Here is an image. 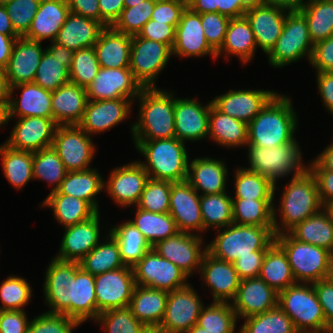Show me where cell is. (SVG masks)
I'll return each mask as SVG.
<instances>
[{
  "label": "cell",
  "instance_id": "65",
  "mask_svg": "<svg viewBox=\"0 0 333 333\" xmlns=\"http://www.w3.org/2000/svg\"><path fill=\"white\" fill-rule=\"evenodd\" d=\"M310 64L316 73L333 72V34L314 44Z\"/></svg>",
  "mask_w": 333,
  "mask_h": 333
},
{
  "label": "cell",
  "instance_id": "23",
  "mask_svg": "<svg viewBox=\"0 0 333 333\" xmlns=\"http://www.w3.org/2000/svg\"><path fill=\"white\" fill-rule=\"evenodd\" d=\"M231 305L238 318L262 314L278 306V292L257 278L241 280Z\"/></svg>",
  "mask_w": 333,
  "mask_h": 333
},
{
  "label": "cell",
  "instance_id": "53",
  "mask_svg": "<svg viewBox=\"0 0 333 333\" xmlns=\"http://www.w3.org/2000/svg\"><path fill=\"white\" fill-rule=\"evenodd\" d=\"M66 173L62 160L52 146L33 152V178L54 185L51 192L59 188Z\"/></svg>",
  "mask_w": 333,
  "mask_h": 333
},
{
  "label": "cell",
  "instance_id": "8",
  "mask_svg": "<svg viewBox=\"0 0 333 333\" xmlns=\"http://www.w3.org/2000/svg\"><path fill=\"white\" fill-rule=\"evenodd\" d=\"M246 146L249 148V167L246 169L265 176L274 185L277 184L278 179L292 172L294 173L292 175L293 178L309 169L305 164L303 165L301 148L296 138L288 144L272 148L248 144Z\"/></svg>",
  "mask_w": 333,
  "mask_h": 333
},
{
  "label": "cell",
  "instance_id": "42",
  "mask_svg": "<svg viewBox=\"0 0 333 333\" xmlns=\"http://www.w3.org/2000/svg\"><path fill=\"white\" fill-rule=\"evenodd\" d=\"M258 277L278 293L296 284L288 257L276 241L268 247Z\"/></svg>",
  "mask_w": 333,
  "mask_h": 333
},
{
  "label": "cell",
  "instance_id": "4",
  "mask_svg": "<svg viewBox=\"0 0 333 333\" xmlns=\"http://www.w3.org/2000/svg\"><path fill=\"white\" fill-rule=\"evenodd\" d=\"M280 199L281 222H277V209L273 207L274 235L288 233L297 224L319 212L321 203L315 176L308 169L286 184Z\"/></svg>",
  "mask_w": 333,
  "mask_h": 333
},
{
  "label": "cell",
  "instance_id": "68",
  "mask_svg": "<svg viewBox=\"0 0 333 333\" xmlns=\"http://www.w3.org/2000/svg\"><path fill=\"white\" fill-rule=\"evenodd\" d=\"M318 301L326 320L327 328L333 329V280L329 277L313 283Z\"/></svg>",
  "mask_w": 333,
  "mask_h": 333
},
{
  "label": "cell",
  "instance_id": "64",
  "mask_svg": "<svg viewBox=\"0 0 333 333\" xmlns=\"http://www.w3.org/2000/svg\"><path fill=\"white\" fill-rule=\"evenodd\" d=\"M186 7L185 0H156L151 19L177 26Z\"/></svg>",
  "mask_w": 333,
  "mask_h": 333
},
{
  "label": "cell",
  "instance_id": "11",
  "mask_svg": "<svg viewBox=\"0 0 333 333\" xmlns=\"http://www.w3.org/2000/svg\"><path fill=\"white\" fill-rule=\"evenodd\" d=\"M171 56L169 45L139 35L132 36L129 68L143 88L156 87V77L164 70Z\"/></svg>",
  "mask_w": 333,
  "mask_h": 333
},
{
  "label": "cell",
  "instance_id": "32",
  "mask_svg": "<svg viewBox=\"0 0 333 333\" xmlns=\"http://www.w3.org/2000/svg\"><path fill=\"white\" fill-rule=\"evenodd\" d=\"M22 90L20 98H12L13 92ZM52 92L35 83H23L9 88L10 118L44 117L53 118Z\"/></svg>",
  "mask_w": 333,
  "mask_h": 333
},
{
  "label": "cell",
  "instance_id": "1",
  "mask_svg": "<svg viewBox=\"0 0 333 333\" xmlns=\"http://www.w3.org/2000/svg\"><path fill=\"white\" fill-rule=\"evenodd\" d=\"M44 297L49 313L64 314L80 324L97 318L95 276L85 272L77 261L53 258L47 267Z\"/></svg>",
  "mask_w": 333,
  "mask_h": 333
},
{
  "label": "cell",
  "instance_id": "6",
  "mask_svg": "<svg viewBox=\"0 0 333 333\" xmlns=\"http://www.w3.org/2000/svg\"><path fill=\"white\" fill-rule=\"evenodd\" d=\"M275 241L274 226L230 224L218 234L207 251L214 257L233 263L239 257L252 255L253 251H267Z\"/></svg>",
  "mask_w": 333,
  "mask_h": 333
},
{
  "label": "cell",
  "instance_id": "27",
  "mask_svg": "<svg viewBox=\"0 0 333 333\" xmlns=\"http://www.w3.org/2000/svg\"><path fill=\"white\" fill-rule=\"evenodd\" d=\"M133 100L127 98L89 101L79 126L89 135L105 132L131 113Z\"/></svg>",
  "mask_w": 333,
  "mask_h": 333
},
{
  "label": "cell",
  "instance_id": "72",
  "mask_svg": "<svg viewBox=\"0 0 333 333\" xmlns=\"http://www.w3.org/2000/svg\"><path fill=\"white\" fill-rule=\"evenodd\" d=\"M70 12L100 22V8L98 0H66Z\"/></svg>",
  "mask_w": 333,
  "mask_h": 333
},
{
  "label": "cell",
  "instance_id": "57",
  "mask_svg": "<svg viewBox=\"0 0 333 333\" xmlns=\"http://www.w3.org/2000/svg\"><path fill=\"white\" fill-rule=\"evenodd\" d=\"M32 290L25 278L10 275L0 284V310H24L30 302Z\"/></svg>",
  "mask_w": 333,
  "mask_h": 333
},
{
  "label": "cell",
  "instance_id": "40",
  "mask_svg": "<svg viewBox=\"0 0 333 333\" xmlns=\"http://www.w3.org/2000/svg\"><path fill=\"white\" fill-rule=\"evenodd\" d=\"M208 137L222 147L246 146L248 144V124L220 112L211 104Z\"/></svg>",
  "mask_w": 333,
  "mask_h": 333
},
{
  "label": "cell",
  "instance_id": "34",
  "mask_svg": "<svg viewBox=\"0 0 333 333\" xmlns=\"http://www.w3.org/2000/svg\"><path fill=\"white\" fill-rule=\"evenodd\" d=\"M69 13L66 0H41L31 26L23 37L39 42L45 39L54 42Z\"/></svg>",
  "mask_w": 333,
  "mask_h": 333
},
{
  "label": "cell",
  "instance_id": "10",
  "mask_svg": "<svg viewBox=\"0 0 333 333\" xmlns=\"http://www.w3.org/2000/svg\"><path fill=\"white\" fill-rule=\"evenodd\" d=\"M313 46L304 15L300 11H288L282 33L267 54L268 63L272 67L281 68L304 56L310 62Z\"/></svg>",
  "mask_w": 333,
  "mask_h": 333
},
{
  "label": "cell",
  "instance_id": "70",
  "mask_svg": "<svg viewBox=\"0 0 333 333\" xmlns=\"http://www.w3.org/2000/svg\"><path fill=\"white\" fill-rule=\"evenodd\" d=\"M266 251H253L252 255L239 257L233 262L240 280L257 278L261 271Z\"/></svg>",
  "mask_w": 333,
  "mask_h": 333
},
{
  "label": "cell",
  "instance_id": "69",
  "mask_svg": "<svg viewBox=\"0 0 333 333\" xmlns=\"http://www.w3.org/2000/svg\"><path fill=\"white\" fill-rule=\"evenodd\" d=\"M25 310H0V333H28Z\"/></svg>",
  "mask_w": 333,
  "mask_h": 333
},
{
  "label": "cell",
  "instance_id": "15",
  "mask_svg": "<svg viewBox=\"0 0 333 333\" xmlns=\"http://www.w3.org/2000/svg\"><path fill=\"white\" fill-rule=\"evenodd\" d=\"M202 238V235L195 233L178 232L167 239L158 241L152 248L189 277L194 271L196 272V269L200 270L202 258L207 251V246L202 245Z\"/></svg>",
  "mask_w": 333,
  "mask_h": 333
},
{
  "label": "cell",
  "instance_id": "14",
  "mask_svg": "<svg viewBox=\"0 0 333 333\" xmlns=\"http://www.w3.org/2000/svg\"><path fill=\"white\" fill-rule=\"evenodd\" d=\"M135 286L133 269L127 265L95 275L97 316L106 310L128 307Z\"/></svg>",
  "mask_w": 333,
  "mask_h": 333
},
{
  "label": "cell",
  "instance_id": "17",
  "mask_svg": "<svg viewBox=\"0 0 333 333\" xmlns=\"http://www.w3.org/2000/svg\"><path fill=\"white\" fill-rule=\"evenodd\" d=\"M142 89L130 68L100 67L93 82L86 87V93L89 101L119 98L135 100Z\"/></svg>",
  "mask_w": 333,
  "mask_h": 333
},
{
  "label": "cell",
  "instance_id": "71",
  "mask_svg": "<svg viewBox=\"0 0 333 333\" xmlns=\"http://www.w3.org/2000/svg\"><path fill=\"white\" fill-rule=\"evenodd\" d=\"M100 23L104 27L112 26L125 8L124 0H98Z\"/></svg>",
  "mask_w": 333,
  "mask_h": 333
},
{
  "label": "cell",
  "instance_id": "31",
  "mask_svg": "<svg viewBox=\"0 0 333 333\" xmlns=\"http://www.w3.org/2000/svg\"><path fill=\"white\" fill-rule=\"evenodd\" d=\"M88 102L86 88L67 83L52 92L51 107L57 126L79 125Z\"/></svg>",
  "mask_w": 333,
  "mask_h": 333
},
{
  "label": "cell",
  "instance_id": "77",
  "mask_svg": "<svg viewBox=\"0 0 333 333\" xmlns=\"http://www.w3.org/2000/svg\"><path fill=\"white\" fill-rule=\"evenodd\" d=\"M0 33L7 36H19L12 27L11 20L4 5H0Z\"/></svg>",
  "mask_w": 333,
  "mask_h": 333
},
{
  "label": "cell",
  "instance_id": "38",
  "mask_svg": "<svg viewBox=\"0 0 333 333\" xmlns=\"http://www.w3.org/2000/svg\"><path fill=\"white\" fill-rule=\"evenodd\" d=\"M256 47V39L247 18L245 16L233 18L229 21L224 43L216 53V57L222 53H225L227 59L235 55L246 64L254 58Z\"/></svg>",
  "mask_w": 333,
  "mask_h": 333
},
{
  "label": "cell",
  "instance_id": "2",
  "mask_svg": "<svg viewBox=\"0 0 333 333\" xmlns=\"http://www.w3.org/2000/svg\"><path fill=\"white\" fill-rule=\"evenodd\" d=\"M287 95L276 93L248 124V145L272 148L292 142L297 114Z\"/></svg>",
  "mask_w": 333,
  "mask_h": 333
},
{
  "label": "cell",
  "instance_id": "78",
  "mask_svg": "<svg viewBox=\"0 0 333 333\" xmlns=\"http://www.w3.org/2000/svg\"><path fill=\"white\" fill-rule=\"evenodd\" d=\"M10 120V101L8 97L6 100L0 101V127L8 124Z\"/></svg>",
  "mask_w": 333,
  "mask_h": 333
},
{
  "label": "cell",
  "instance_id": "60",
  "mask_svg": "<svg viewBox=\"0 0 333 333\" xmlns=\"http://www.w3.org/2000/svg\"><path fill=\"white\" fill-rule=\"evenodd\" d=\"M255 0H192L187 7L194 13L218 12L230 19L240 18Z\"/></svg>",
  "mask_w": 333,
  "mask_h": 333
},
{
  "label": "cell",
  "instance_id": "46",
  "mask_svg": "<svg viewBox=\"0 0 333 333\" xmlns=\"http://www.w3.org/2000/svg\"><path fill=\"white\" fill-rule=\"evenodd\" d=\"M4 176L15 189L24 187L33 178V152L0 145Z\"/></svg>",
  "mask_w": 333,
  "mask_h": 333
},
{
  "label": "cell",
  "instance_id": "62",
  "mask_svg": "<svg viewBox=\"0 0 333 333\" xmlns=\"http://www.w3.org/2000/svg\"><path fill=\"white\" fill-rule=\"evenodd\" d=\"M79 325L64 314L44 312L30 321L28 333H73Z\"/></svg>",
  "mask_w": 333,
  "mask_h": 333
},
{
  "label": "cell",
  "instance_id": "79",
  "mask_svg": "<svg viewBox=\"0 0 333 333\" xmlns=\"http://www.w3.org/2000/svg\"><path fill=\"white\" fill-rule=\"evenodd\" d=\"M8 97L9 88L4 76V72L0 69V101L6 100Z\"/></svg>",
  "mask_w": 333,
  "mask_h": 333
},
{
  "label": "cell",
  "instance_id": "44",
  "mask_svg": "<svg viewBox=\"0 0 333 333\" xmlns=\"http://www.w3.org/2000/svg\"><path fill=\"white\" fill-rule=\"evenodd\" d=\"M109 233L118 242L120 256L125 265L133 267L152 246L131 221L109 229Z\"/></svg>",
  "mask_w": 333,
  "mask_h": 333
},
{
  "label": "cell",
  "instance_id": "21",
  "mask_svg": "<svg viewBox=\"0 0 333 333\" xmlns=\"http://www.w3.org/2000/svg\"><path fill=\"white\" fill-rule=\"evenodd\" d=\"M211 104L210 101L203 106L196 98H175V137L184 143L208 137Z\"/></svg>",
  "mask_w": 333,
  "mask_h": 333
},
{
  "label": "cell",
  "instance_id": "48",
  "mask_svg": "<svg viewBox=\"0 0 333 333\" xmlns=\"http://www.w3.org/2000/svg\"><path fill=\"white\" fill-rule=\"evenodd\" d=\"M135 219L131 221L153 247L158 241L167 239L176 233L178 228L169 213H154L136 206Z\"/></svg>",
  "mask_w": 333,
  "mask_h": 333
},
{
  "label": "cell",
  "instance_id": "66",
  "mask_svg": "<svg viewBox=\"0 0 333 333\" xmlns=\"http://www.w3.org/2000/svg\"><path fill=\"white\" fill-rule=\"evenodd\" d=\"M307 166L315 176L321 203L324 207L333 204V172L324 170L314 159Z\"/></svg>",
  "mask_w": 333,
  "mask_h": 333
},
{
  "label": "cell",
  "instance_id": "37",
  "mask_svg": "<svg viewBox=\"0 0 333 333\" xmlns=\"http://www.w3.org/2000/svg\"><path fill=\"white\" fill-rule=\"evenodd\" d=\"M297 241L327 249L333 254V217L327 207L288 232Z\"/></svg>",
  "mask_w": 333,
  "mask_h": 333
},
{
  "label": "cell",
  "instance_id": "20",
  "mask_svg": "<svg viewBox=\"0 0 333 333\" xmlns=\"http://www.w3.org/2000/svg\"><path fill=\"white\" fill-rule=\"evenodd\" d=\"M198 194L186 180L172 183L169 214L175 220L179 232L194 234L196 231V235L203 232Z\"/></svg>",
  "mask_w": 333,
  "mask_h": 333
},
{
  "label": "cell",
  "instance_id": "67",
  "mask_svg": "<svg viewBox=\"0 0 333 333\" xmlns=\"http://www.w3.org/2000/svg\"><path fill=\"white\" fill-rule=\"evenodd\" d=\"M175 33L176 26L150 19L145 23L138 35L144 39L167 44L172 48L175 41Z\"/></svg>",
  "mask_w": 333,
  "mask_h": 333
},
{
  "label": "cell",
  "instance_id": "29",
  "mask_svg": "<svg viewBox=\"0 0 333 333\" xmlns=\"http://www.w3.org/2000/svg\"><path fill=\"white\" fill-rule=\"evenodd\" d=\"M100 212L90 219L65 227L59 253L54 258L79 262L100 242Z\"/></svg>",
  "mask_w": 333,
  "mask_h": 333
},
{
  "label": "cell",
  "instance_id": "26",
  "mask_svg": "<svg viewBox=\"0 0 333 333\" xmlns=\"http://www.w3.org/2000/svg\"><path fill=\"white\" fill-rule=\"evenodd\" d=\"M44 51L39 41L24 37L16 39L8 65L3 70L8 88L33 83Z\"/></svg>",
  "mask_w": 333,
  "mask_h": 333
},
{
  "label": "cell",
  "instance_id": "5",
  "mask_svg": "<svg viewBox=\"0 0 333 333\" xmlns=\"http://www.w3.org/2000/svg\"><path fill=\"white\" fill-rule=\"evenodd\" d=\"M146 161H139L149 178L174 182L187 179L189 157L186 145L176 137L156 140H133Z\"/></svg>",
  "mask_w": 333,
  "mask_h": 333
},
{
  "label": "cell",
  "instance_id": "36",
  "mask_svg": "<svg viewBox=\"0 0 333 333\" xmlns=\"http://www.w3.org/2000/svg\"><path fill=\"white\" fill-rule=\"evenodd\" d=\"M104 28L99 21L70 12L54 42L73 52L93 47Z\"/></svg>",
  "mask_w": 333,
  "mask_h": 333
},
{
  "label": "cell",
  "instance_id": "51",
  "mask_svg": "<svg viewBox=\"0 0 333 333\" xmlns=\"http://www.w3.org/2000/svg\"><path fill=\"white\" fill-rule=\"evenodd\" d=\"M235 172V198L274 200L277 185L268 178L245 167H240Z\"/></svg>",
  "mask_w": 333,
  "mask_h": 333
},
{
  "label": "cell",
  "instance_id": "16",
  "mask_svg": "<svg viewBox=\"0 0 333 333\" xmlns=\"http://www.w3.org/2000/svg\"><path fill=\"white\" fill-rule=\"evenodd\" d=\"M191 284L169 292L160 325L168 333H186L197 324L203 303Z\"/></svg>",
  "mask_w": 333,
  "mask_h": 333
},
{
  "label": "cell",
  "instance_id": "41",
  "mask_svg": "<svg viewBox=\"0 0 333 333\" xmlns=\"http://www.w3.org/2000/svg\"><path fill=\"white\" fill-rule=\"evenodd\" d=\"M104 182L96 168L67 172L59 188L50 194H66L83 199L99 212L95 198L104 190Z\"/></svg>",
  "mask_w": 333,
  "mask_h": 333
},
{
  "label": "cell",
  "instance_id": "22",
  "mask_svg": "<svg viewBox=\"0 0 333 333\" xmlns=\"http://www.w3.org/2000/svg\"><path fill=\"white\" fill-rule=\"evenodd\" d=\"M56 127L53 118H18L5 144L16 150L36 152L52 146Z\"/></svg>",
  "mask_w": 333,
  "mask_h": 333
},
{
  "label": "cell",
  "instance_id": "61",
  "mask_svg": "<svg viewBox=\"0 0 333 333\" xmlns=\"http://www.w3.org/2000/svg\"><path fill=\"white\" fill-rule=\"evenodd\" d=\"M41 0H13L5 4L15 32L23 37L29 30Z\"/></svg>",
  "mask_w": 333,
  "mask_h": 333
},
{
  "label": "cell",
  "instance_id": "55",
  "mask_svg": "<svg viewBox=\"0 0 333 333\" xmlns=\"http://www.w3.org/2000/svg\"><path fill=\"white\" fill-rule=\"evenodd\" d=\"M156 0H144L133 7H125L112 27L128 36L138 35L155 8Z\"/></svg>",
  "mask_w": 333,
  "mask_h": 333
},
{
  "label": "cell",
  "instance_id": "59",
  "mask_svg": "<svg viewBox=\"0 0 333 333\" xmlns=\"http://www.w3.org/2000/svg\"><path fill=\"white\" fill-rule=\"evenodd\" d=\"M95 322H99L107 333H140L144 326L129 306L106 310L97 316Z\"/></svg>",
  "mask_w": 333,
  "mask_h": 333
},
{
  "label": "cell",
  "instance_id": "19",
  "mask_svg": "<svg viewBox=\"0 0 333 333\" xmlns=\"http://www.w3.org/2000/svg\"><path fill=\"white\" fill-rule=\"evenodd\" d=\"M148 179V173L137 160L114 168L108 182H104V190L117 205L131 207L139 203Z\"/></svg>",
  "mask_w": 333,
  "mask_h": 333
},
{
  "label": "cell",
  "instance_id": "28",
  "mask_svg": "<svg viewBox=\"0 0 333 333\" xmlns=\"http://www.w3.org/2000/svg\"><path fill=\"white\" fill-rule=\"evenodd\" d=\"M207 54L215 60L217 59L216 52L210 47L205 38L200 14L194 13L186 7L176 26L172 55L179 57H201Z\"/></svg>",
  "mask_w": 333,
  "mask_h": 333
},
{
  "label": "cell",
  "instance_id": "43",
  "mask_svg": "<svg viewBox=\"0 0 333 333\" xmlns=\"http://www.w3.org/2000/svg\"><path fill=\"white\" fill-rule=\"evenodd\" d=\"M41 205L52 209L63 227L86 221L97 213L87 201L66 194H49Z\"/></svg>",
  "mask_w": 333,
  "mask_h": 333
},
{
  "label": "cell",
  "instance_id": "50",
  "mask_svg": "<svg viewBox=\"0 0 333 333\" xmlns=\"http://www.w3.org/2000/svg\"><path fill=\"white\" fill-rule=\"evenodd\" d=\"M203 231L212 228L223 229L233 223L232 197L226 192L200 195ZM210 227V228H209Z\"/></svg>",
  "mask_w": 333,
  "mask_h": 333
},
{
  "label": "cell",
  "instance_id": "63",
  "mask_svg": "<svg viewBox=\"0 0 333 333\" xmlns=\"http://www.w3.org/2000/svg\"><path fill=\"white\" fill-rule=\"evenodd\" d=\"M200 17L205 38L217 53L224 43L230 18L218 12L203 13Z\"/></svg>",
  "mask_w": 333,
  "mask_h": 333
},
{
  "label": "cell",
  "instance_id": "49",
  "mask_svg": "<svg viewBox=\"0 0 333 333\" xmlns=\"http://www.w3.org/2000/svg\"><path fill=\"white\" fill-rule=\"evenodd\" d=\"M274 200H253L232 197L233 223L251 226H274Z\"/></svg>",
  "mask_w": 333,
  "mask_h": 333
},
{
  "label": "cell",
  "instance_id": "75",
  "mask_svg": "<svg viewBox=\"0 0 333 333\" xmlns=\"http://www.w3.org/2000/svg\"><path fill=\"white\" fill-rule=\"evenodd\" d=\"M324 170L333 172V142L314 159Z\"/></svg>",
  "mask_w": 333,
  "mask_h": 333
},
{
  "label": "cell",
  "instance_id": "18",
  "mask_svg": "<svg viewBox=\"0 0 333 333\" xmlns=\"http://www.w3.org/2000/svg\"><path fill=\"white\" fill-rule=\"evenodd\" d=\"M288 10L255 0L245 12L256 39L257 47L267 55L282 33Z\"/></svg>",
  "mask_w": 333,
  "mask_h": 333
},
{
  "label": "cell",
  "instance_id": "56",
  "mask_svg": "<svg viewBox=\"0 0 333 333\" xmlns=\"http://www.w3.org/2000/svg\"><path fill=\"white\" fill-rule=\"evenodd\" d=\"M99 69L94 47L74 51L69 69L70 82L86 88L93 82Z\"/></svg>",
  "mask_w": 333,
  "mask_h": 333
},
{
  "label": "cell",
  "instance_id": "25",
  "mask_svg": "<svg viewBox=\"0 0 333 333\" xmlns=\"http://www.w3.org/2000/svg\"><path fill=\"white\" fill-rule=\"evenodd\" d=\"M199 271L203 282L212 291L213 302L231 303L234 300L241 280L233 263L218 259L206 251Z\"/></svg>",
  "mask_w": 333,
  "mask_h": 333
},
{
  "label": "cell",
  "instance_id": "52",
  "mask_svg": "<svg viewBox=\"0 0 333 333\" xmlns=\"http://www.w3.org/2000/svg\"><path fill=\"white\" fill-rule=\"evenodd\" d=\"M239 333H296L291 318L279 307L244 319Z\"/></svg>",
  "mask_w": 333,
  "mask_h": 333
},
{
  "label": "cell",
  "instance_id": "7",
  "mask_svg": "<svg viewBox=\"0 0 333 333\" xmlns=\"http://www.w3.org/2000/svg\"><path fill=\"white\" fill-rule=\"evenodd\" d=\"M285 251L296 283L313 284L330 277L333 254L327 249L294 239L289 233L275 235Z\"/></svg>",
  "mask_w": 333,
  "mask_h": 333
},
{
  "label": "cell",
  "instance_id": "73",
  "mask_svg": "<svg viewBox=\"0 0 333 333\" xmlns=\"http://www.w3.org/2000/svg\"><path fill=\"white\" fill-rule=\"evenodd\" d=\"M317 88L324 107L333 115V72L316 73Z\"/></svg>",
  "mask_w": 333,
  "mask_h": 333
},
{
  "label": "cell",
  "instance_id": "13",
  "mask_svg": "<svg viewBox=\"0 0 333 333\" xmlns=\"http://www.w3.org/2000/svg\"><path fill=\"white\" fill-rule=\"evenodd\" d=\"M52 148L62 160L67 172L91 169L95 155V145L89 135L79 125L57 126Z\"/></svg>",
  "mask_w": 333,
  "mask_h": 333
},
{
  "label": "cell",
  "instance_id": "76",
  "mask_svg": "<svg viewBox=\"0 0 333 333\" xmlns=\"http://www.w3.org/2000/svg\"><path fill=\"white\" fill-rule=\"evenodd\" d=\"M269 5L280 7L288 11H300L305 4L304 0H263Z\"/></svg>",
  "mask_w": 333,
  "mask_h": 333
},
{
  "label": "cell",
  "instance_id": "24",
  "mask_svg": "<svg viewBox=\"0 0 333 333\" xmlns=\"http://www.w3.org/2000/svg\"><path fill=\"white\" fill-rule=\"evenodd\" d=\"M276 93L274 90H229L211 102L220 112L249 124Z\"/></svg>",
  "mask_w": 333,
  "mask_h": 333
},
{
  "label": "cell",
  "instance_id": "80",
  "mask_svg": "<svg viewBox=\"0 0 333 333\" xmlns=\"http://www.w3.org/2000/svg\"><path fill=\"white\" fill-rule=\"evenodd\" d=\"M140 333H168L161 325H144Z\"/></svg>",
  "mask_w": 333,
  "mask_h": 333
},
{
  "label": "cell",
  "instance_id": "30",
  "mask_svg": "<svg viewBox=\"0 0 333 333\" xmlns=\"http://www.w3.org/2000/svg\"><path fill=\"white\" fill-rule=\"evenodd\" d=\"M72 57L71 49L51 42V45L45 48L33 83L51 92L69 83Z\"/></svg>",
  "mask_w": 333,
  "mask_h": 333
},
{
  "label": "cell",
  "instance_id": "74",
  "mask_svg": "<svg viewBox=\"0 0 333 333\" xmlns=\"http://www.w3.org/2000/svg\"><path fill=\"white\" fill-rule=\"evenodd\" d=\"M20 36H7L0 33V69L4 70L11 57L12 49L17 38Z\"/></svg>",
  "mask_w": 333,
  "mask_h": 333
},
{
  "label": "cell",
  "instance_id": "35",
  "mask_svg": "<svg viewBox=\"0 0 333 333\" xmlns=\"http://www.w3.org/2000/svg\"><path fill=\"white\" fill-rule=\"evenodd\" d=\"M132 37L105 27L95 45L97 60L102 68H129Z\"/></svg>",
  "mask_w": 333,
  "mask_h": 333
},
{
  "label": "cell",
  "instance_id": "54",
  "mask_svg": "<svg viewBox=\"0 0 333 333\" xmlns=\"http://www.w3.org/2000/svg\"><path fill=\"white\" fill-rule=\"evenodd\" d=\"M238 320L231 303L213 302L201 309L197 325L206 331L235 333Z\"/></svg>",
  "mask_w": 333,
  "mask_h": 333
},
{
  "label": "cell",
  "instance_id": "9",
  "mask_svg": "<svg viewBox=\"0 0 333 333\" xmlns=\"http://www.w3.org/2000/svg\"><path fill=\"white\" fill-rule=\"evenodd\" d=\"M278 306L297 331L330 333L313 284L296 283L278 293Z\"/></svg>",
  "mask_w": 333,
  "mask_h": 333
},
{
  "label": "cell",
  "instance_id": "12",
  "mask_svg": "<svg viewBox=\"0 0 333 333\" xmlns=\"http://www.w3.org/2000/svg\"><path fill=\"white\" fill-rule=\"evenodd\" d=\"M137 286L171 292L189 285V278L175 264L161 257L153 248L148 251L133 267Z\"/></svg>",
  "mask_w": 333,
  "mask_h": 333
},
{
  "label": "cell",
  "instance_id": "39",
  "mask_svg": "<svg viewBox=\"0 0 333 333\" xmlns=\"http://www.w3.org/2000/svg\"><path fill=\"white\" fill-rule=\"evenodd\" d=\"M168 294L167 291L136 285L129 305L132 314L144 325H160Z\"/></svg>",
  "mask_w": 333,
  "mask_h": 333
},
{
  "label": "cell",
  "instance_id": "33",
  "mask_svg": "<svg viewBox=\"0 0 333 333\" xmlns=\"http://www.w3.org/2000/svg\"><path fill=\"white\" fill-rule=\"evenodd\" d=\"M228 169L223 160L210 157L195 158L189 162L186 181L202 195L226 192Z\"/></svg>",
  "mask_w": 333,
  "mask_h": 333
},
{
  "label": "cell",
  "instance_id": "58",
  "mask_svg": "<svg viewBox=\"0 0 333 333\" xmlns=\"http://www.w3.org/2000/svg\"><path fill=\"white\" fill-rule=\"evenodd\" d=\"M172 182L149 178L141 194L138 208L154 213H169Z\"/></svg>",
  "mask_w": 333,
  "mask_h": 333
},
{
  "label": "cell",
  "instance_id": "47",
  "mask_svg": "<svg viewBox=\"0 0 333 333\" xmlns=\"http://www.w3.org/2000/svg\"><path fill=\"white\" fill-rule=\"evenodd\" d=\"M300 12L307 21L313 44L333 34V0H306Z\"/></svg>",
  "mask_w": 333,
  "mask_h": 333
},
{
  "label": "cell",
  "instance_id": "3",
  "mask_svg": "<svg viewBox=\"0 0 333 333\" xmlns=\"http://www.w3.org/2000/svg\"><path fill=\"white\" fill-rule=\"evenodd\" d=\"M139 100L138 121L130 127L133 140L170 139L175 137V98L158 87L143 88Z\"/></svg>",
  "mask_w": 333,
  "mask_h": 333
},
{
  "label": "cell",
  "instance_id": "45",
  "mask_svg": "<svg viewBox=\"0 0 333 333\" xmlns=\"http://www.w3.org/2000/svg\"><path fill=\"white\" fill-rule=\"evenodd\" d=\"M79 264L85 272L94 276L126 266L121 259L118 242L110 233Z\"/></svg>",
  "mask_w": 333,
  "mask_h": 333
}]
</instances>
